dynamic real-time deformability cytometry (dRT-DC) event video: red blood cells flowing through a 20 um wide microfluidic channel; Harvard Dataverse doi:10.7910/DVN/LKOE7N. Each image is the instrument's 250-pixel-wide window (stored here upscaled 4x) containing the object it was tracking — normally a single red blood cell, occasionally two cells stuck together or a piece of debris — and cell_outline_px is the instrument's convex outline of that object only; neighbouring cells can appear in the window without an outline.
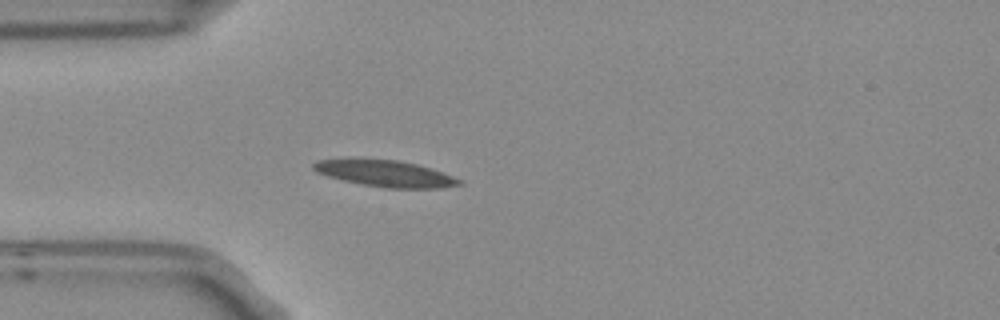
{"species": "Egyptian fruit bat (a non-hibernating species)", "species_latin": "Rousettus aegyptiacus", "temperature_condition": "room temperature", "stored_images_in_passage": 5, "camera_frame_rate_fps": 3000, "um_per_image_px": 0.085, "frame": {"image": 1, "passage_image": 5, "time_ms": 1.333, "image_size_px": [1000, 320], "cell_outline_px": [[464, 184], [440, 188], [384, 188], [344, 180], [328, 176], [316, 172], [312, 168], [312, 164], [316, 160], [348, 156], [396, 160], [416, 164], [452, 176], [460, 180]], "centroid_in_image_um": [32.62, 14.7], "position_along_channel_um": 52.4, "area_um2": 22.89}}